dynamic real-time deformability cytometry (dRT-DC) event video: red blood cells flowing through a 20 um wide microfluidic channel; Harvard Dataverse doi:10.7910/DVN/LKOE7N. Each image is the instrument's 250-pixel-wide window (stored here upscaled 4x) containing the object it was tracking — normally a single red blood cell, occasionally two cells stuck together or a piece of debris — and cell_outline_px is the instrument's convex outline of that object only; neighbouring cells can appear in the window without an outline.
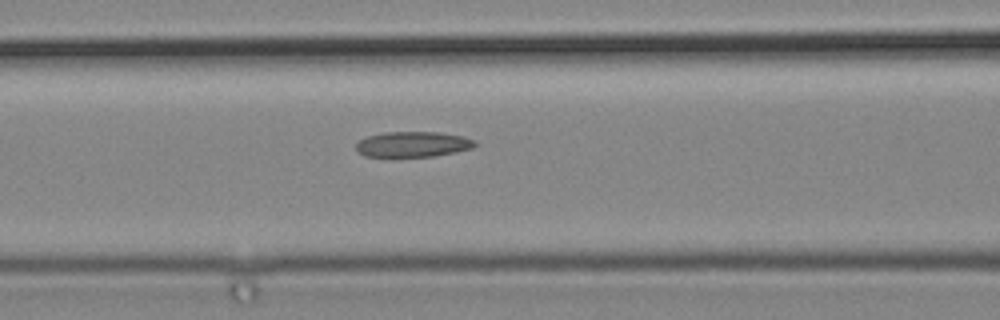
{"species": "common noctule bat (a hibernating species)", "species_latin": "Nyctalus noctula", "temperature_condition": "cold", "stored_images_in_passage": 3, "camera_frame_rate_fps": 3000, "um_per_image_px": 0.085, "animal": {"sex": "male", "body_mass_g": 19.2, "forearm_length_mm": 51.8}, "frame": {"image": 1, "passage_image": 3, "time_ms": 0.667, "image_size_px": [1000, 320], "cell_outline_px": [[476, 144], [472, 148], [456, 152], [432, 156], [364, 156], [356, 148], [356, 144], [360, 140], [368, 136], [384, 132], [440, 132], [464, 136], [476, 140]], "centroid_in_image_um": [35.14, 12.25], "position_along_channel_um": 131.5, "area_um2": 17.51}}